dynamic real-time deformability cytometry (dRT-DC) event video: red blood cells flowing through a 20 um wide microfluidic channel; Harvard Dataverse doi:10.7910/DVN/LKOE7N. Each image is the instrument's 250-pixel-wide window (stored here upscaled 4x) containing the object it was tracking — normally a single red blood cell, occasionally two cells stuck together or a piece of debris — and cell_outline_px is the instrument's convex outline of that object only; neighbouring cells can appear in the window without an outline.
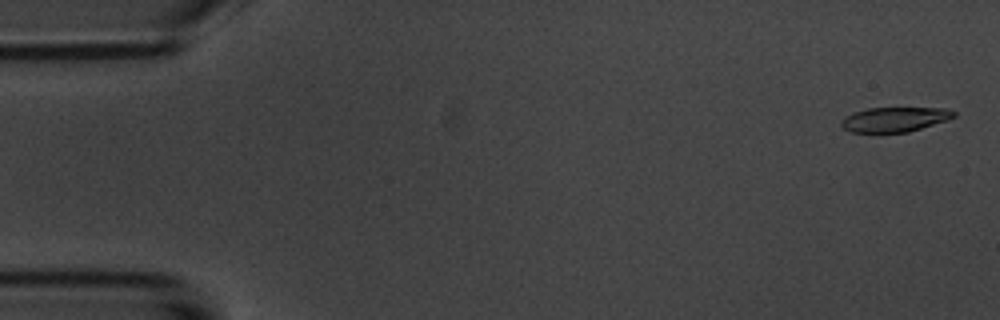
{"species": "common noctule bat (a hibernating species)", "species_latin": "Nyctalus noctula", "temperature_condition": "room temperature", "stored_images_in_passage": 4, "camera_frame_rate_fps": 3000, "um_per_image_px": 0.085, "animal": {"sex": "male", "body_mass_g": 20.1, "forearm_length_mm": 53.5}, "frame": {"image": 1, "passage_image": 1, "time_ms": 0.0, "image_size_px": [1000, 320], "cell_outline_px": [[956, 116], [948, 120], [908, 132], [852, 132], [844, 128], [840, 124], [844, 116], [868, 108], [948, 108], [956, 112]], "centroid_in_image_um": [76.08, 10.14], "position_along_channel_um": 8.9, "area_um2": 16.13}}